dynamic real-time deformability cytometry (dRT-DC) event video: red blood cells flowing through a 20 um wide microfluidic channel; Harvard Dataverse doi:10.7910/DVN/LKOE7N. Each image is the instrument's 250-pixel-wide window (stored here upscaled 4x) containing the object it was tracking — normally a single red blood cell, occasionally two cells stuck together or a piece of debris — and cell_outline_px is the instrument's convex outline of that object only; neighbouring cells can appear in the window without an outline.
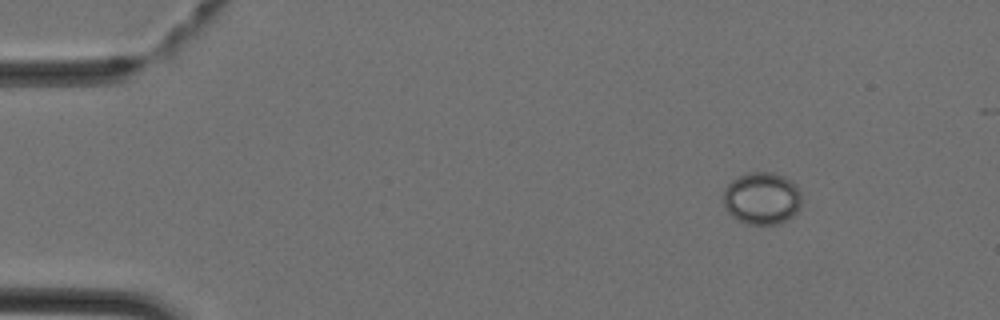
{"species": "Egyptian fruit bat (a non-hibernating species)", "species_latin": "Rousettus aegyptiacus", "temperature_condition": "cold", "stored_images_in_passage": 34, "camera_frame_rate_fps": 3000, "um_per_image_px": 0.085, "animal": {"sex": "female"}, "frame": {"image": 1, "passage_image": 1, "time_ms": 0.0, "image_size_px": [1000, 320], "cell_outline_px": [[800, 204], [796, 212], [792, 216], [776, 224], [748, 224], [732, 216], [724, 208], [724, 188], [732, 180], [748, 172], [772, 172], [784, 176], [800, 192]], "centroid_in_image_um": [64.72, 16.85], "position_along_channel_um": 20.3, "area_um2": 23.47}}
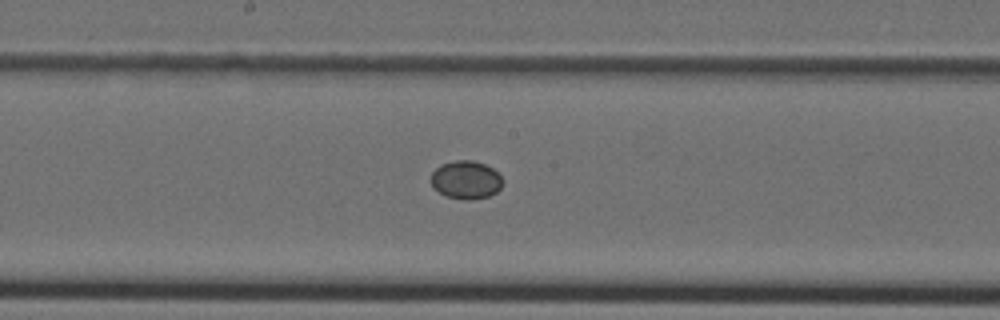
{"frame": {"image": 2, "passage_image": 19, "time_ms": 6.0, "image_size_px": [1000, 320], "cell_outline_px": [[504, 184], [496, 192], [488, 196], [472, 200], [464, 200], [444, 196], [432, 188], [432, 172], [436, 168], [444, 164], [456, 160], [472, 160], [484, 164], [492, 168], [504, 180]], "centroid_in_image_um": [39.61, 15.31], "position_along_channel_um": 208.6, "area_um2": 16.01}}
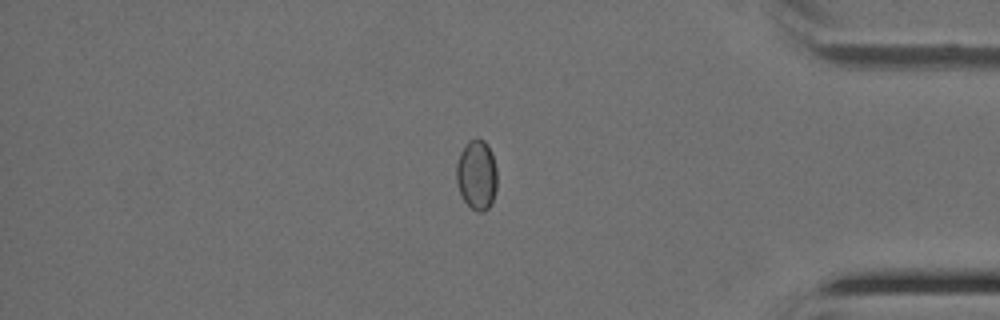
{"frame": {"image": 3, "passage_image": 33, "time_ms": 10.667, "image_size_px": [1000, 320], "cell_outline_px": [[496, 188], [492, 204], [484, 212], [476, 212], [464, 200], [460, 192], [456, 180], [456, 164], [460, 152], [468, 140], [476, 136], [484, 140], [488, 144], [492, 152], [496, 168]], "centroid_in_image_um": [40.52, 14.83], "position_along_channel_um": 394.7, "area_um2": 16.88}}